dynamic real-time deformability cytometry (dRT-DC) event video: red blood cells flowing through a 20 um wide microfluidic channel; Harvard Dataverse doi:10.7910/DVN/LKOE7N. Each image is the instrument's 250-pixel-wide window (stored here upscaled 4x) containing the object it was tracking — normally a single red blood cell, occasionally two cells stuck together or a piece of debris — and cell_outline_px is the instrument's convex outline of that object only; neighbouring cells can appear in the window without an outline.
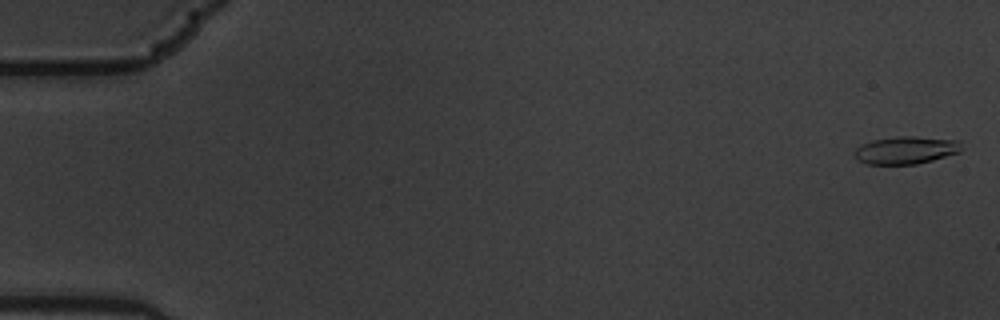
{"species": "common noctule bat (a hibernating species)", "species_latin": "Nyctalus noctula", "temperature_condition": "warm", "stored_images_in_passage": 7, "camera_frame_rate_fps": 3000, "um_per_image_px": 0.085, "animal": {"sex": "male", "body_mass_g": 19.5, "forearm_length_mm": 54.6}, "frame": {"image": 1, "passage_image": 1, "time_ms": 0.0, "image_size_px": [1000, 320], "cell_outline_px": [[964, 148], [960, 152], [932, 160], [916, 164], [868, 164], [860, 160], [852, 152], [860, 144], [872, 140], [900, 136], [912, 136], [960, 140]], "centroid_in_image_um": [77.03, 12.75], "position_along_channel_um": 8.0, "area_um2": 17.28}}
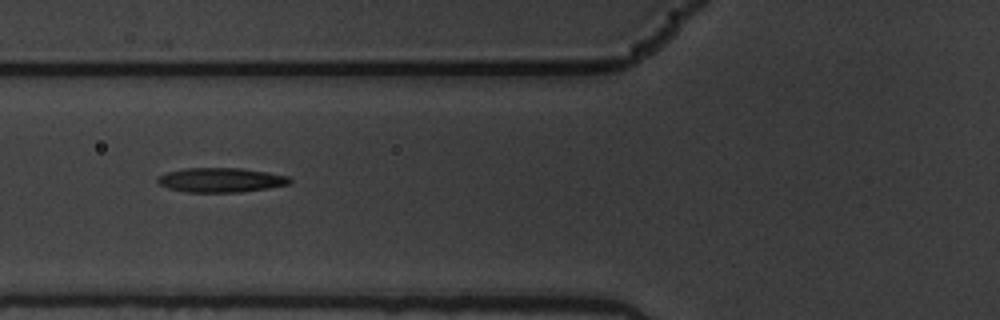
{"frame": {"image": 2, "passage_image": 7, "time_ms": 2.0, "image_size_px": [1000, 320], "cell_outline_px": [[292, 180], [288, 184], [268, 188], [240, 192], [184, 192], [168, 188], [160, 184], [156, 180], [160, 176], [168, 172], [184, 168], [240, 168], [288, 176]], "centroid_in_image_um": [18.75, 15.3], "position_along_channel_um": 107.0, "area_um2": 18.61}}